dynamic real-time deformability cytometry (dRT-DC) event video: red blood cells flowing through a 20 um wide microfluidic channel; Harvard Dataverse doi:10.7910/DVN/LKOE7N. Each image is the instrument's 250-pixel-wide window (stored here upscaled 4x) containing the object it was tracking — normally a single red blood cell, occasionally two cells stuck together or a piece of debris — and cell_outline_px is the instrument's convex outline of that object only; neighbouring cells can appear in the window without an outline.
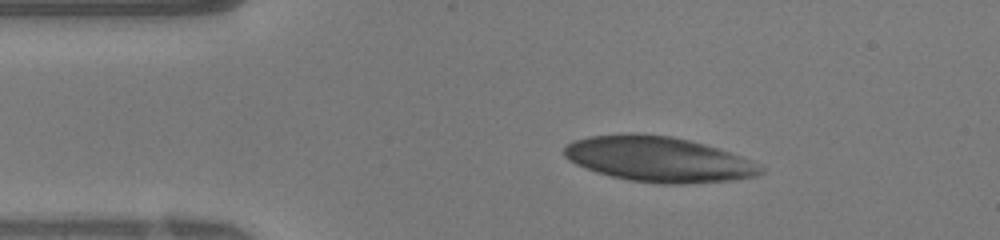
{"species": "human", "species_latin": "Homo sapiens", "temperature_condition": "warm", "stored_images_in_passage": 32, "camera_frame_rate_fps": 3000, "um_per_image_px": 0.085, "donor": {"sex": "female"}, "frame": {"image": 1, "passage_image": 6, "time_ms": 1.667, "image_size_px": [1000, 240], "cell_outline_px": [[732, 176], [696, 180], [652, 180], [624, 176], [608, 172], [596, 168], [576, 160], [568, 152], [568, 148], [576, 144], [588, 140], [608, 136], [652, 136], [672, 140], [688, 144], [700, 148]], "centroid_in_image_um": [55.05, 13.46], "position_along_channel_um": 30.0, "area_um2": 36.7}}
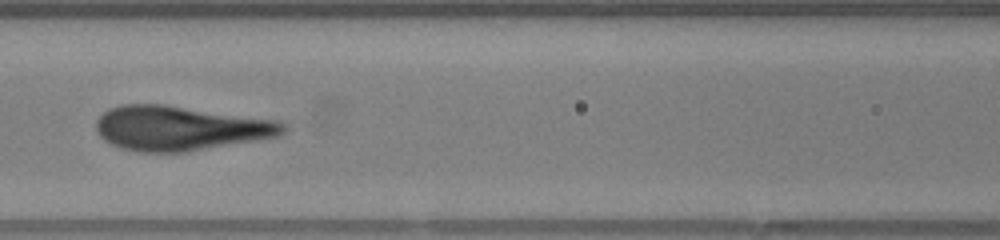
{"frame": {"image": 2, "passage_image": 18, "time_ms": 5.667, "image_size_px": [1000, 240], "cell_outline_px": [[272, 128], [268, 132], [172, 148], [164, 148], [128, 144], [108, 136], [104, 132], [104, 120], [112, 112], [124, 108], [164, 108], [268, 124]], "centroid_in_image_um": [14.87, 10.84], "position_along_channel_um": 151.7, "area_um2": 33.23}}
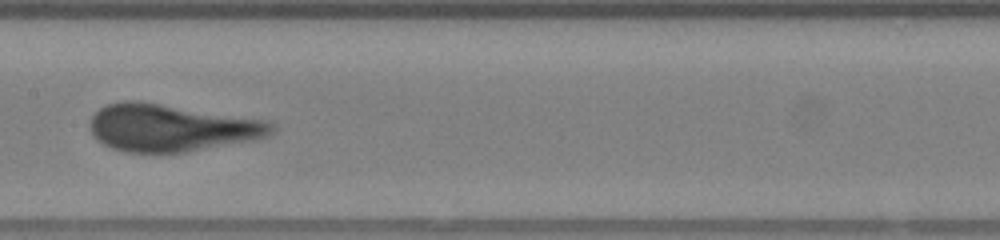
{"frame": {"image": 3, "passage_image": 21, "time_ms": 6.667, "image_size_px": [1000, 240], "cell_outline_px": [[256, 128], [244, 132], [168, 148], [140, 148], [120, 144], [104, 136], [100, 132], [100, 116], [104, 112], [112, 108], [156, 108], [248, 124]], "centroid_in_image_um": [13.9, 10.85], "position_along_channel_um": 193.5, "area_um2": 30.87}}